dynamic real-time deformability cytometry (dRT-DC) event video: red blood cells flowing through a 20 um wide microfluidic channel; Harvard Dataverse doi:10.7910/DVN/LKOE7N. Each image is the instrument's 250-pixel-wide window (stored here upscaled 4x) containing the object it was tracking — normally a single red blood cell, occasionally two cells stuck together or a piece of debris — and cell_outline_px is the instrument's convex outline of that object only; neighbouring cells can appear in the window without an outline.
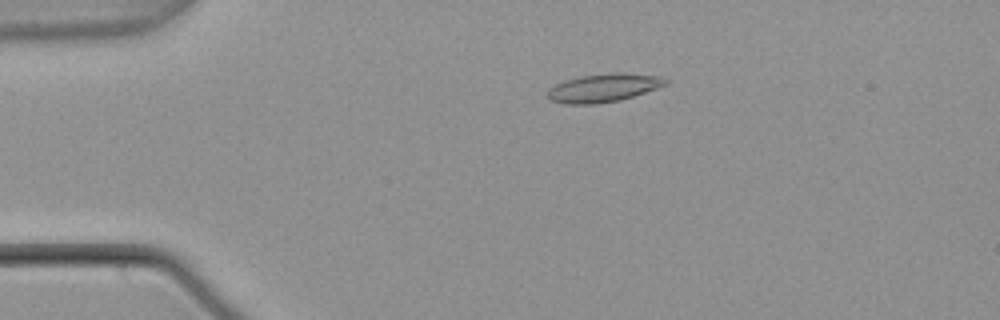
{"species": "common noctule bat (a hibernating species)", "species_latin": "Nyctalus noctula", "temperature_condition": "warm", "stored_images_in_passage": 46, "camera_frame_rate_fps": 3000, "um_per_image_px": 0.085, "animal": {"sex": "male", "body_mass_g": 21.5, "forearm_length_mm": 52.0}, "frame": {"image": 1, "passage_image": 3, "time_ms": 0.667, "image_size_px": [1000, 320], "cell_outline_px": [[672, 80], [668, 84], [620, 100], [596, 104], [564, 104], [548, 100], [544, 96], [548, 88], [564, 80], [580, 76], [612, 72], [620, 72], [660, 76]], "centroid_in_image_um": [51.25, 7.46], "position_along_channel_um": 33.7, "area_um2": 19.83}}
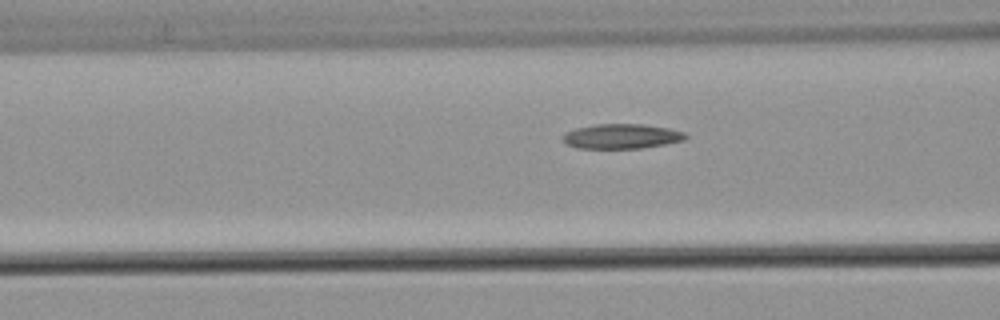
{"frame": {"image": 2, "passage_image": 13, "time_ms": 4.0, "image_size_px": [1000, 320], "cell_outline_px": [[688, 136], [684, 140], [664, 144], [640, 148], [576, 148], [564, 144], [560, 140], [560, 136], [564, 132], [576, 128], [596, 124], [644, 124], [668, 128], [684, 132]], "centroid_in_image_um": [52.75, 11.58], "position_along_channel_um": 113.9, "area_um2": 17.92}}
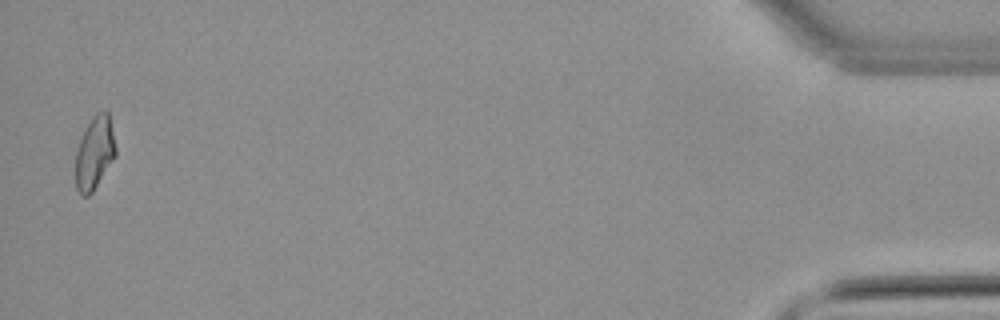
{"frame": {"image": 3, "passage_image": 45, "time_ms": 14.667, "image_size_px": [1000, 320], "cell_outline_px": [[116, 156], [92, 192], [88, 196], [80, 196], [76, 188], [76, 152], [80, 136], [84, 128], [92, 116], [96, 112], [104, 108], [108, 112], [116, 148]], "centroid_in_image_um": [8.03, 12.96], "position_along_channel_um": 427.2, "area_um2": 17.28}, "authors_computed_cell_mechanics": {"area_um2": 17.6579, "velocity_mm_per_s": 3.7957, "shape_relaxation_time_tau1_ms": null, "shape_relaxation_time_tau2_ms": 5.7609, "deformation_change_tau1": null, "deformation_change_tau2": 0.1431}}